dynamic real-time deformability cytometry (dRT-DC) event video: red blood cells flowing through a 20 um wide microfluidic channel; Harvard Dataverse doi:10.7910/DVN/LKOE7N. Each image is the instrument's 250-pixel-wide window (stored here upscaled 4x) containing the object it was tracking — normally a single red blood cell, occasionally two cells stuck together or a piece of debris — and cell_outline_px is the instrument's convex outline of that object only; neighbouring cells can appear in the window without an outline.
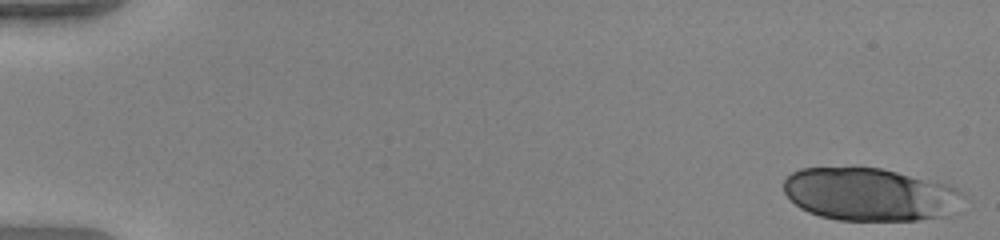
{"species": "human", "species_latin": "Homo sapiens", "temperature_condition": "warm", "stored_images_in_passage": 36, "camera_frame_rate_fps": 3000, "um_per_image_px": 0.085, "donor": {"sex": "female"}, "frame": {"image": 1, "passage_image": 1, "time_ms": 0.0, "image_size_px": [1000, 240], "cell_outline_px": [[964, 192], [952, 216], [920, 220], [836, 220], [820, 216], [808, 212], [800, 208], [784, 192], [784, 180], [792, 172], [800, 168], [856, 164], [880, 168], [936, 180], [948, 184]], "centroid_in_image_um": [73.93, 16.48], "position_along_channel_um": 11.1, "area_um2": 56.76}}
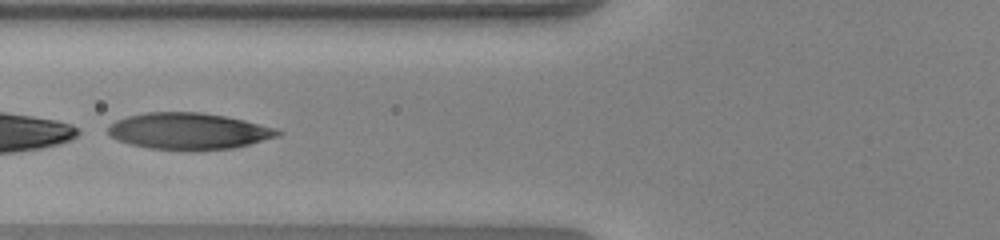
{"frame": {"image": 2, "passage_image": 22, "time_ms": 7.0, "image_size_px": [1000, 240], "cell_outline_px": [[284, 132], [280, 136], [232, 148], [200, 152], [188, 152], [148, 148], [116, 140], [108, 136], [108, 124], [116, 120], [128, 116], [144, 112], [200, 112], [224, 116], [244, 120], [276, 128]], "centroid_in_image_um": [16.02, 11.17], "position_along_channel_um": 109.8, "area_um2": 36.82}}
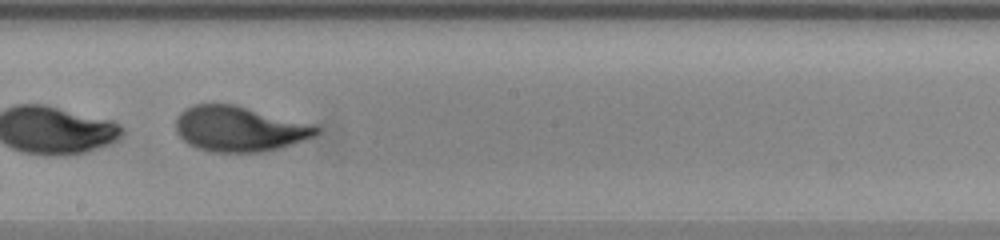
{"frame": {"image": 3, "passage_image": 31, "time_ms": 10.0, "image_size_px": [1000, 240], "cell_outline_px": [[320, 132], [312, 136], [292, 144], [280, 148], [260, 152], [212, 152], [196, 148], [188, 144], [176, 132], [176, 116], [184, 108], [192, 104], [236, 104], [320, 128]], "centroid_in_image_um": [20.24, 10.95], "position_along_channel_um": 228.0, "area_um2": 36.7}}